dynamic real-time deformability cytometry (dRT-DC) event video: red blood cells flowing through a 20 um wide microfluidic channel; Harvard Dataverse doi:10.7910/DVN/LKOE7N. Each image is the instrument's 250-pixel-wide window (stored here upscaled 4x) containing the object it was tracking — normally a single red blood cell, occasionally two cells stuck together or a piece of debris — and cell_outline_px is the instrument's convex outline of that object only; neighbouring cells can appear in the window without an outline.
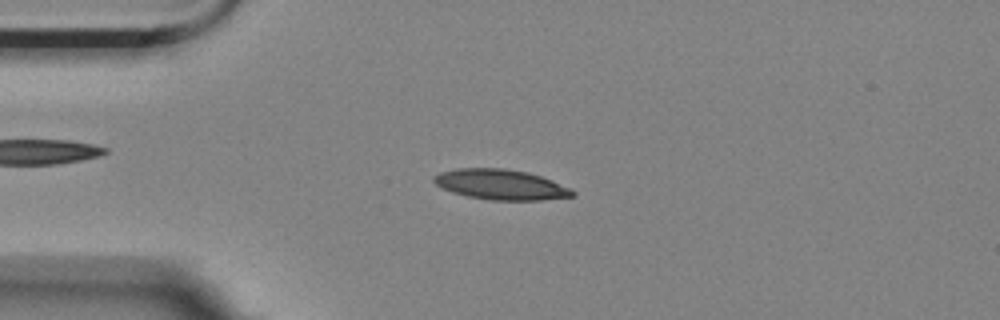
{"species": "Egyptian fruit bat (a non-hibernating species)", "species_latin": "Rousettus aegyptiacus", "temperature_condition": "room temperature", "stored_images_in_passage": 51, "camera_frame_rate_fps": 3000, "um_per_image_px": 0.085, "animal": {"sex": "female"}, "frame": {"image": 1, "passage_image": 8, "time_ms": 2.333, "image_size_px": [1000, 320], "cell_outline_px": [[576, 196], [540, 200], [488, 200], [468, 196], [452, 192], [436, 184], [432, 180], [440, 172], [456, 168], [504, 168], [528, 172], [552, 180], [576, 192]], "centroid_in_image_um": [42.58, 15.68], "position_along_channel_um": 42.4, "area_um2": 24.33}}
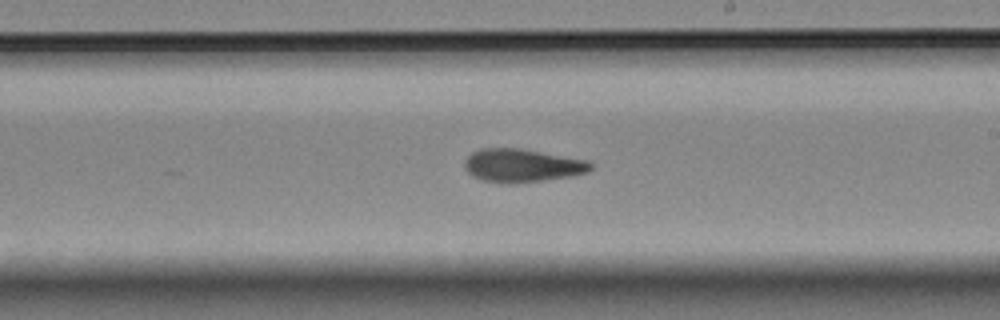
{"frame": {"image": 2, "passage_image": 27, "time_ms": 8.667, "image_size_px": [1000, 320], "cell_outline_px": [[592, 168], [588, 172], [572, 176], [544, 180], [508, 184], [480, 180], [472, 176], [464, 168], [464, 160], [472, 152], [480, 148], [520, 148], [588, 160], [592, 164]], "centroid_in_image_um": [44.36, 14.07], "position_along_channel_um": 244.6, "area_um2": 24.62}}
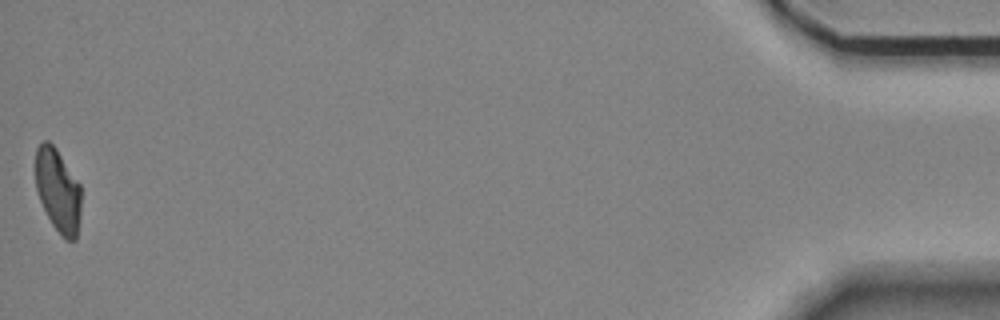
{"frame": {"image": 3, "passage_image": 51, "time_ms": 16.667, "image_size_px": [1000, 320], "cell_outline_px": [[80, 216], [76, 240], [64, 240], [52, 224], [40, 200], [36, 188], [36, 148], [44, 140], [48, 140], [56, 148], [80, 184]], "centroid_in_image_um": [4.93, 16.2], "position_along_channel_um": 430.3, "area_um2": 22.02}, "authors_computed_cell_mechanics": {"area_um2": 23.6402, "velocity_mm_per_s": 3.5061, "shape_relaxation_time_tau1_ms": null, "shape_relaxation_time_tau2_ms": 5.4288, "deformation_change_tau1": null, "deformation_change_tau2": 0.1256}}